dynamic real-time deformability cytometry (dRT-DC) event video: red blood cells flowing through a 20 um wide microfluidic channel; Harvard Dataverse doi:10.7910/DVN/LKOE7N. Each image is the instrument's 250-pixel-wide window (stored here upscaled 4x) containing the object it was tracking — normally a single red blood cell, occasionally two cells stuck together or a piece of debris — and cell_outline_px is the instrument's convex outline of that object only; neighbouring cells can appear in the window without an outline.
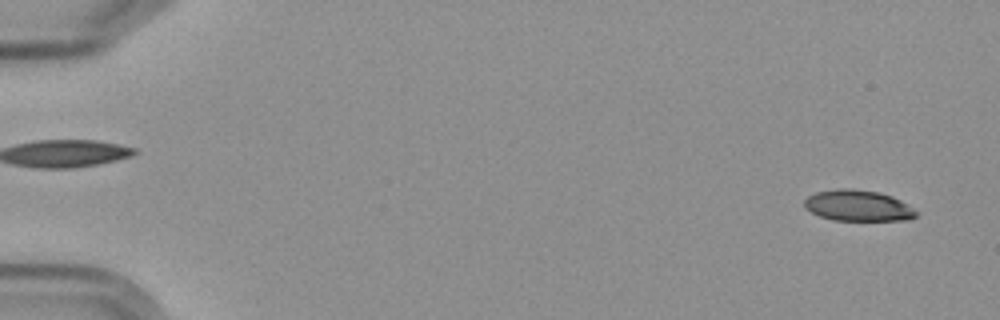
{"species": "Egyptian fruit bat (a non-hibernating species)", "species_latin": "Rousettus aegyptiacus", "temperature_condition": "cold", "stored_images_in_passage": 6, "segment_of_instrument_passage": [2, 2], "camera_frame_rate_fps": 3000, "um_per_image_px": 0.085, "frame": {"image": 1, "passage_image": 6, "time_ms": 6.667, "image_size_px": [1000, 320], "cell_outline_px": [[920, 212], [916, 216], [908, 220], [832, 220], [820, 216], [804, 208], [804, 200], [808, 196], [816, 192], [836, 188], [852, 188], [880, 192], [892, 196], [900, 200]], "centroid_in_image_um": [72.93, 17.47], "position_along_channel_um": 12.1, "area_um2": 20.4}}